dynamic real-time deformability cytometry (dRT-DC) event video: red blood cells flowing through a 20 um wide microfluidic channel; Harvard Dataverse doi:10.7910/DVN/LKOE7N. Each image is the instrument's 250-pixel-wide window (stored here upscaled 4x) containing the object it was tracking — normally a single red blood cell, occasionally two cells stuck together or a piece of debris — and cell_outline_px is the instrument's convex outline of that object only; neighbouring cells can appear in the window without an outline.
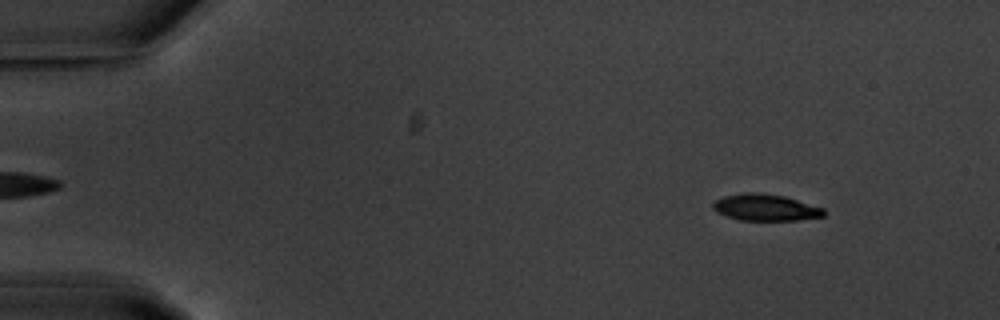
{"species": "common noctule bat (a hibernating species)", "species_latin": "Nyctalus noctula", "temperature_condition": "warm", "stored_images_in_passage": 15, "camera_frame_rate_fps": 3000, "um_per_image_px": 0.085, "animal": {"sex": "male", "body_mass_g": 20.1, "forearm_length_mm": 53.5}, "frame": {"image": 1, "passage_image": 6, "time_ms": 1.667, "image_size_px": [1000, 320], "cell_outline_px": [[824, 216], [796, 220], [740, 220], [716, 212], [712, 208], [712, 204], [716, 200], [724, 196], [744, 192], [760, 192], [784, 196], [824, 208]], "centroid_in_image_um": [65.04, 17.62], "position_along_channel_um": 20.0, "area_um2": 17.11}}